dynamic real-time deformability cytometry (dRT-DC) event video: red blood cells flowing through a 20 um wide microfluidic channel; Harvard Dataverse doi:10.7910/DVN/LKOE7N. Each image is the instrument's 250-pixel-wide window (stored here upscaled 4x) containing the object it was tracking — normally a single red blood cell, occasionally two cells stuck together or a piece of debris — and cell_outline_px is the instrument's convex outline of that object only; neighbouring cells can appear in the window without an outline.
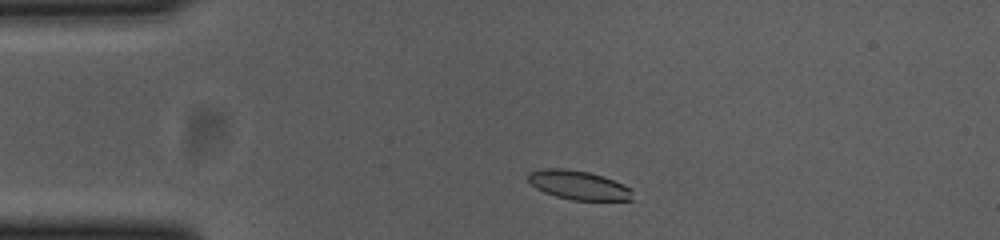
{"species": "common noctule bat (a hibernating species)", "species_latin": "Nyctalus noctula", "temperature_condition": "cold", "stored_images_in_passage": 47, "camera_frame_rate_fps": 3000, "um_per_image_px": 0.085, "animal": {"sex": "female", "body_mass_g": 23.0, "forearm_length_mm": 53.4}, "frame": {"image": 1, "passage_image": 3, "time_ms": 0.667, "image_size_px": [1000, 240], "cell_outline_px": [[632, 200], [572, 200], [556, 196], [544, 192], [536, 188], [528, 180], [528, 172], [544, 168], [564, 168], [588, 172], [604, 176], [624, 184], [632, 188]], "centroid_in_image_um": [49.19, 15.73], "position_along_channel_um": 35.8, "area_um2": 17.74}}
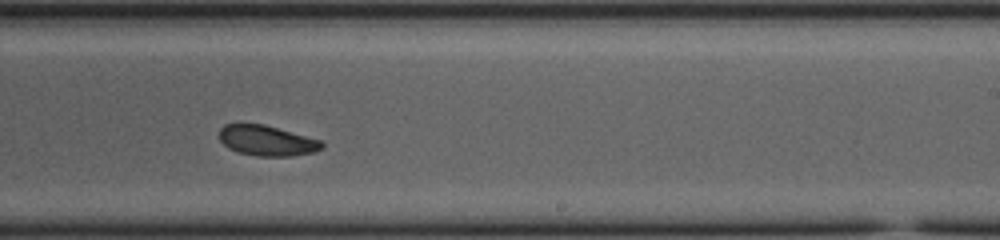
{"frame": {"image": 2, "passage_image": 25, "time_ms": 8.0, "image_size_px": [1000, 240], "cell_outline_px": [[324, 148], [312, 152], [292, 156], [256, 156], [236, 152], [228, 148], [220, 140], [220, 128], [224, 124], [264, 124], [320, 140], [324, 144]], "centroid_in_image_um": [22.67, 11.96], "position_along_channel_um": 266.3, "area_um2": 18.09}}
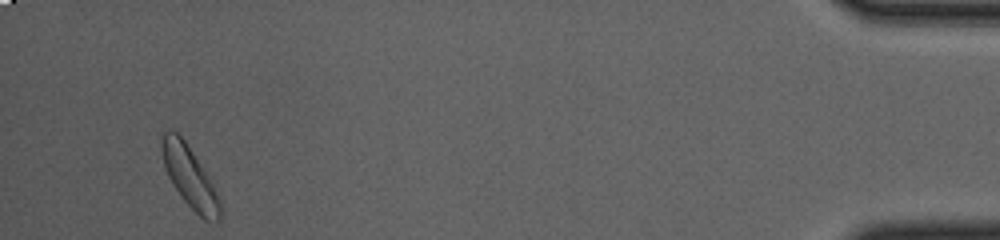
{"frame": {"image": 3, "passage_image": 44, "time_ms": 14.333, "image_size_px": [1000, 240], "cell_outline_px": [[220, 220], [216, 224], [204, 220], [184, 200], [172, 184], [168, 176], [164, 164], [160, 148], [160, 140], [164, 132], [176, 132], [184, 140], [208, 176], [220, 200]], "centroid_in_image_um": [16.12, 15.08], "position_along_channel_um": 419.1, "area_um2": 20.35}, "authors_computed_cell_mechanics": {"area_um2": 18.9584, "velocity_mm_per_s": 3.6491, "shape_relaxation_time_tau1_ms": 2.2338, "shape_relaxation_time_tau2_ms": null, "deformation_change_tau1": 0.1088, "deformation_change_tau2": null}}